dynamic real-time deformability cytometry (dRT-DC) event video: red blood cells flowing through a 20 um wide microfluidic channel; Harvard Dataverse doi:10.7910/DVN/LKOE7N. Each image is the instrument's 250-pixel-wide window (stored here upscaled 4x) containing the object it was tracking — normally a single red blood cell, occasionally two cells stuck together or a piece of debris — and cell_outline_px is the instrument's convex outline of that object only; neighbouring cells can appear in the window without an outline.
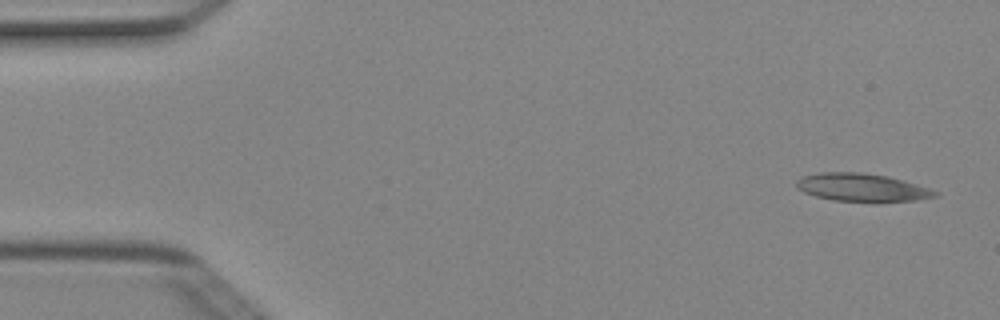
{"species": "Egyptian fruit bat (a non-hibernating species)", "species_latin": "Rousettus aegyptiacus", "temperature_condition": "cold", "stored_images_in_passage": 4, "camera_frame_rate_fps": 3000, "um_per_image_px": 0.085, "animal": {"sex": "female"}, "frame": {"image": 1, "passage_image": 1, "time_ms": 0.0, "image_size_px": [1000, 320], "cell_outline_px": [[940, 196], [916, 200], [832, 200], [816, 196], [804, 192], [796, 188], [796, 180], [804, 176], [820, 172], [860, 172], [888, 176], [904, 180], [932, 188], [940, 192]], "centroid_in_image_um": [73.31, 15.91], "position_along_channel_um": 11.7, "area_um2": 22.31}}
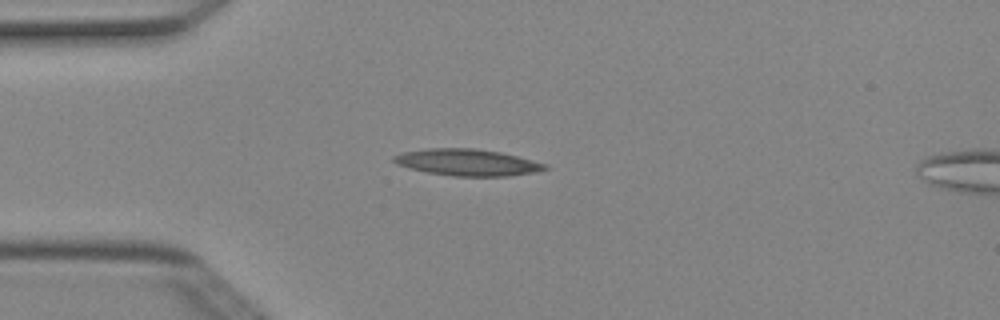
{"frame": {"image": 2, "passage_image": 3, "time_ms": 0.667, "image_size_px": [1000, 320], "cell_outline_px": [[548, 168], [536, 172], [508, 176], [452, 176], [428, 172], [396, 164], [392, 160], [392, 156], [404, 152], [428, 148], [476, 148], [500, 152], [548, 164]], "centroid_in_image_um": [39.73, 13.8], "position_along_channel_um": 45.3, "area_um2": 23.35}}